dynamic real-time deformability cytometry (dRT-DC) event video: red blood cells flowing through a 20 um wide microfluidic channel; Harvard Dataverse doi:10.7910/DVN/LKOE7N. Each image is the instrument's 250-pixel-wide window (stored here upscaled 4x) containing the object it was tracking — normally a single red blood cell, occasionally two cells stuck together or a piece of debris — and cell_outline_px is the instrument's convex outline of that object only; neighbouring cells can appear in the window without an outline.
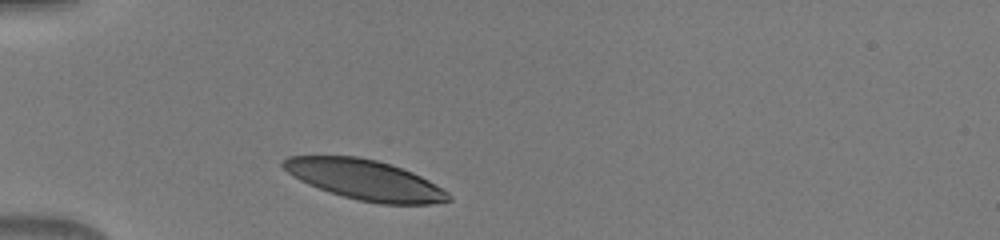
{"species": "human", "species_latin": "Homo sapiens", "temperature_condition": "warm", "stored_images_in_passage": 31, "camera_frame_rate_fps": 3000, "um_per_image_px": 0.085, "donor": {"sex": "male"}, "frame": {"image": 1, "passage_image": 1, "time_ms": 0.0, "image_size_px": [1000, 240], "cell_outline_px": [[452, 200], [432, 204], [380, 204], [360, 200], [344, 196], [308, 184], [300, 180], [288, 172], [280, 164], [288, 156], [360, 156], [392, 164], [412, 172], [428, 180], [448, 192], [452, 196]], "centroid_in_image_um": [31.05, 15.28], "position_along_channel_um": 53.9, "area_um2": 38.32}}
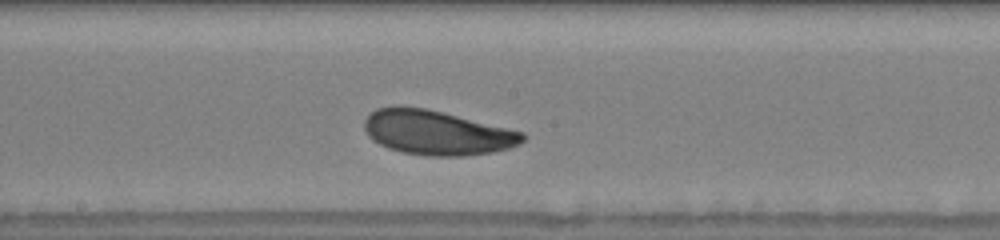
{"frame": {"image": 2, "passage_image": 14, "time_ms": 4.333, "image_size_px": [1000, 240], "cell_outline_px": [[528, 136], [520, 144], [508, 148], [492, 152], [460, 156], [428, 156], [404, 152], [388, 148], [372, 140], [368, 136], [364, 128], [364, 120], [376, 108], [400, 104], [428, 108], [524, 132]], "centroid_in_image_um": [37.12, 11.25], "position_along_channel_um": 211.1, "area_um2": 41.44}}
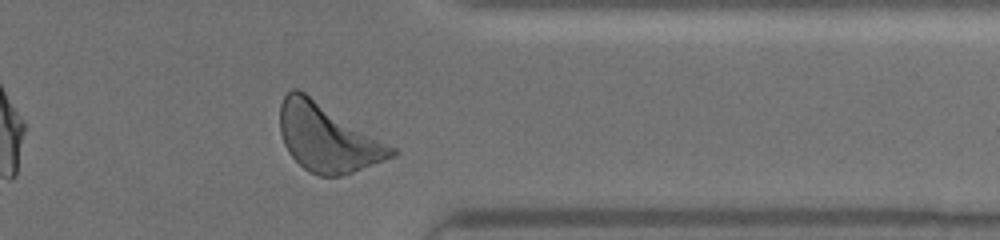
{"frame": {"image": 3, "passage_image": 27, "time_ms": 8.667, "image_size_px": [1000, 240], "cell_outline_px": [[400, 152], [396, 156], [352, 172], [340, 176], [320, 176], [304, 168], [288, 152], [284, 144], [280, 132], [280, 104], [284, 96], [292, 88], [296, 88], [304, 92], [396, 148]], "centroid_in_image_um": [27.84, 11.71], "position_along_channel_um": 383.6, "area_um2": 43.7}}